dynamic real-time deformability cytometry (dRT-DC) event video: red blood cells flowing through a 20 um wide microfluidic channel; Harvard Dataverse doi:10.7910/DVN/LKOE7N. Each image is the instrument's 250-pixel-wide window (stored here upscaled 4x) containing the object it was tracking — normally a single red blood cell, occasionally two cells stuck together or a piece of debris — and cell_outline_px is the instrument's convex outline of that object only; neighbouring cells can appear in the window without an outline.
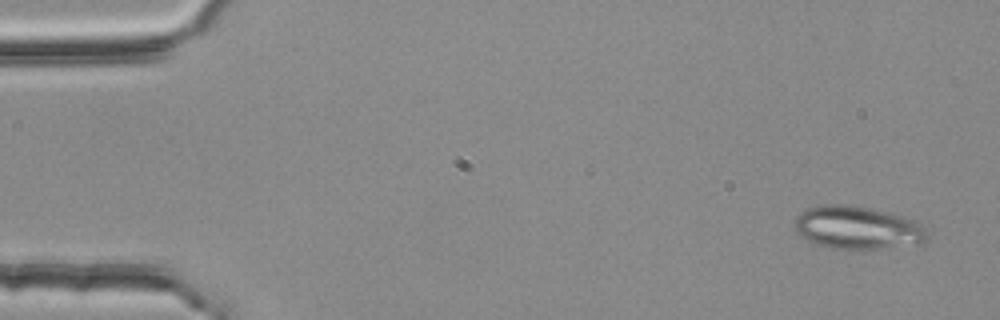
{"species": "common noctule bat (a hibernating species)", "species_latin": "Nyctalus noctula", "temperature_condition": "room temperature", "stored_images_in_passage": 53, "segment_of_instrument_passage": [1, 2], "camera_frame_rate_fps": 3000, "um_per_image_px": 0.085, "animal": {"sex": "female", "body_mass_g": 25.1}, "frame": {"image": 1, "passage_image": 1, "time_ms": 0.0, "image_size_px": [1000, 320], "cell_outline_px": [[928, 240], [920, 244], [880, 248], [832, 248], [808, 240], [800, 236], [796, 232], [796, 216], [800, 212], [808, 208], [824, 204], [840, 204], [868, 208], [916, 220], [924, 228], [928, 236]], "centroid_in_image_um": [72.89, 19.35], "position_along_channel_um": 12.1, "area_um2": 32.66}}